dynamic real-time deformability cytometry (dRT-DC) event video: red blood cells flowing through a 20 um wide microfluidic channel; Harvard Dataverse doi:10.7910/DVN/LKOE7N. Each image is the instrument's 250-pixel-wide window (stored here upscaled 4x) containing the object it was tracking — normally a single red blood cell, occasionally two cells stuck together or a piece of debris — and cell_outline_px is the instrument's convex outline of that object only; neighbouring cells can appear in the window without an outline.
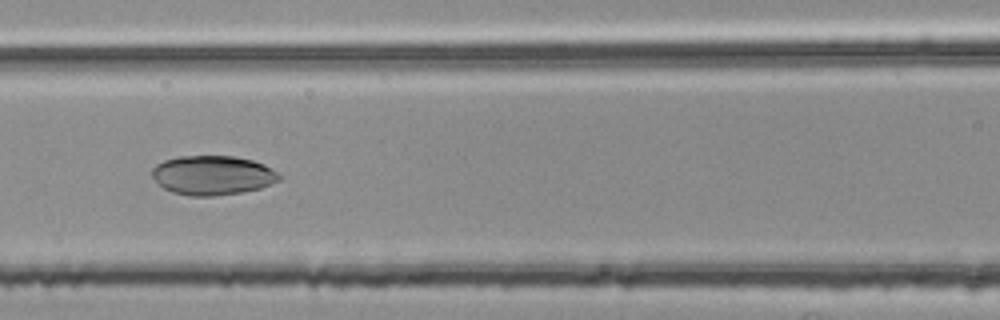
{"species": "common noctule bat (a hibernating species)", "species_latin": "Nyctalus noctula", "temperature_condition": "room temperature", "stored_images_in_passage": 49, "camera_frame_rate_fps": 3000, "um_per_image_px": 0.085, "animal": {"sex": "female", "body_mass_g": 25.1}, "frame": {"image": 1, "passage_image": 23, "time_ms": 7.333, "image_size_px": [1000, 320], "cell_outline_px": [[284, 176], [280, 180], [272, 184], [260, 188], [240, 192], [212, 196], [188, 196], [172, 192], [164, 188], [152, 176], [152, 168], [156, 164], [164, 160], [180, 156], [236, 156], [252, 160], [264, 164]], "centroid_in_image_um": [18.1, 14.89], "position_along_channel_um": 148.5, "area_um2": 29.25}}
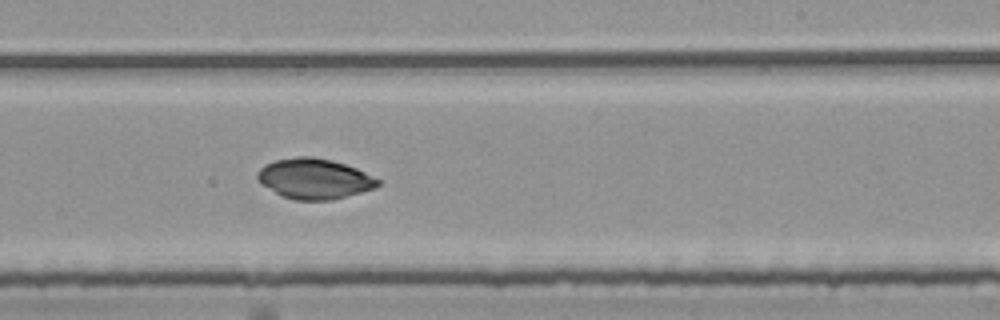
{"frame": {"image": 2, "passage_image": 32, "time_ms": 10.333, "image_size_px": [1000, 320], "cell_outline_px": [[380, 184], [372, 188], [360, 192], [332, 200], [296, 200], [280, 196], [260, 184], [256, 180], [256, 172], [264, 164], [276, 160], [296, 156], [312, 156], [332, 160], [356, 168], [380, 180]], "centroid_in_image_um": [26.64, 15.19], "position_along_channel_um": 262.4, "area_um2": 28.44}}
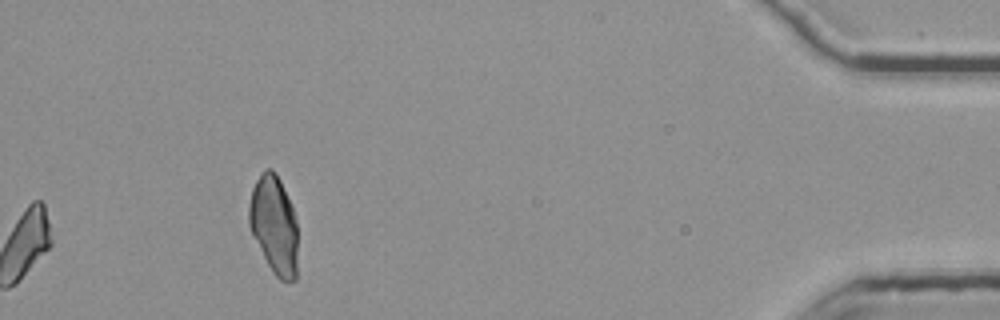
{"frame": {"image": 3, "passage_image": 49, "time_ms": 16.0, "image_size_px": [1000, 320], "cell_outline_px": [[296, 280], [288, 284], [280, 280], [272, 272], [248, 224], [248, 204], [252, 188], [260, 172], [264, 168], [272, 168], [276, 172], [280, 180], [292, 208], [296, 220]], "centroid_in_image_um": [23.28, 19.1], "position_along_channel_um": 411.9, "area_um2": 27.86}, "authors_computed_cell_mechanics": {"area_um2": 28.7266, "velocity_mm_per_s": 3.8032, "shape_relaxation_time_tau1_ms": 2.203, "shape_relaxation_time_tau2_ms": null, "deformation_change_tau1": 0.0588, "deformation_change_tau2": null}}